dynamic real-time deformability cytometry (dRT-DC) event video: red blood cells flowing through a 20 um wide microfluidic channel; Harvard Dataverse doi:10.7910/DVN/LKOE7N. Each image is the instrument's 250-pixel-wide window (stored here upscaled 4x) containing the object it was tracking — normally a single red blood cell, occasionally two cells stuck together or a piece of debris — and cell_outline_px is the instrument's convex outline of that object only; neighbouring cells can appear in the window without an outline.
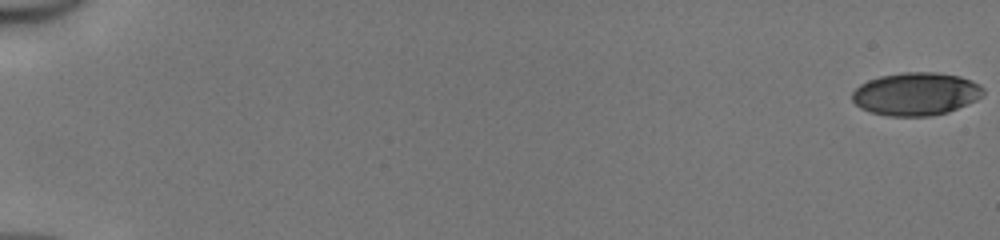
{"species": "human", "species_latin": "Homo sapiens", "temperature_condition": "cold", "stored_images_in_passage": 52, "camera_frame_rate_fps": 3000, "um_per_image_px": 0.085, "donor": {"sex": "male"}, "frame": {"image": 1, "passage_image": 1, "time_ms": 0.0, "image_size_px": [1000, 240], "cell_outline_px": [[984, 92], [976, 100], [968, 104], [948, 112], [932, 116], [888, 116], [872, 112], [860, 108], [852, 100], [852, 92], [860, 84], [868, 80], [880, 76], [904, 72], [936, 72], [960, 76], [972, 80], [980, 84], [984, 88]], "centroid_in_image_um": [77.87, 7.98], "position_along_channel_um": 7.1, "area_um2": 32.95}}
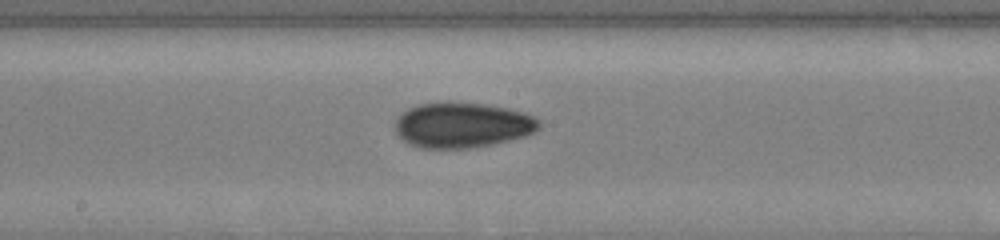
{"frame": {"image": 2, "passage_image": 30, "time_ms": 9.667, "image_size_px": [1000, 240], "cell_outline_px": [[540, 128], [524, 136], [492, 144], [468, 148], [420, 148], [408, 144], [396, 132], [396, 120], [408, 108], [420, 104], [452, 100], [484, 104], [508, 108], [524, 112], [536, 116], [540, 120]], "centroid_in_image_um": [39.31, 10.61], "position_along_channel_um": 208.9, "area_um2": 38.26}}
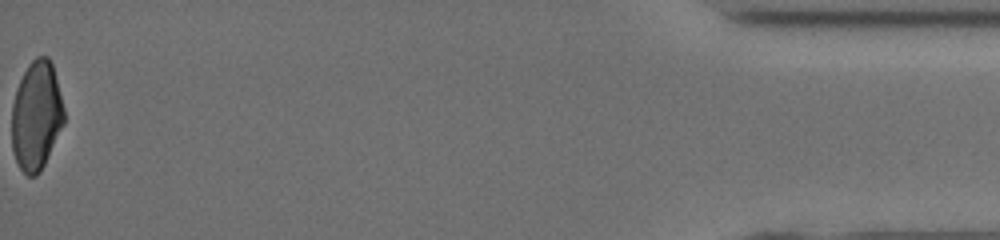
{"frame": {"image": 3, "passage_image": 52, "time_ms": 17.0, "image_size_px": [1000, 240], "cell_outline_px": [[64, 124], [40, 172], [36, 176], [28, 176], [20, 168], [16, 160], [12, 148], [12, 104], [16, 88], [28, 64], [36, 56], [48, 56], [52, 64], [64, 108]], "centroid_in_image_um": [3.08, 9.83], "position_along_channel_um": 432.1, "area_um2": 33.12}, "authors_computed_cell_mechanics": {"area_um2": 34.7378, "velocity_mm_per_s": 4.1879, "shape_relaxation_time_tau1_ms": 5.8655, "shape_relaxation_time_tau2_ms": 2.9452, "deformation_change_tau1": 0.1486, "deformation_change_tau2": 0.0738}}